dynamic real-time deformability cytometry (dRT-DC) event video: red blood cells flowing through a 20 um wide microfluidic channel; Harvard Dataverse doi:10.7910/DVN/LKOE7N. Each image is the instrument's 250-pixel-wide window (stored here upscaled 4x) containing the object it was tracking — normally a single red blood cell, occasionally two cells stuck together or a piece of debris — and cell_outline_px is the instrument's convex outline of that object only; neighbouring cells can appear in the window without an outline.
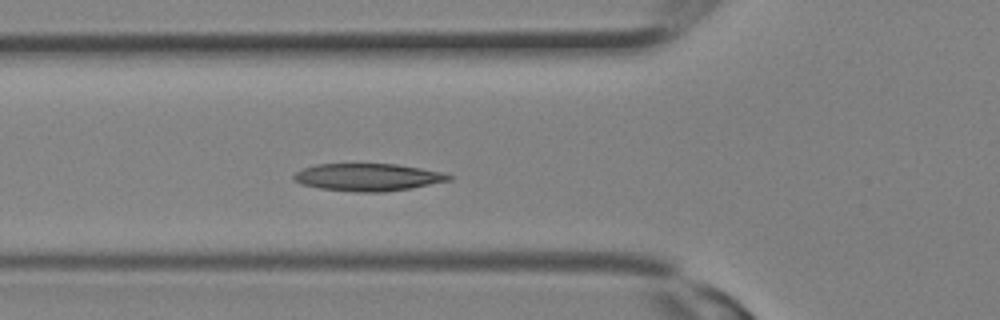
{"species": "Egyptian fruit bat (a non-hibernating species)", "species_latin": "Rousettus aegyptiacus", "temperature_condition": "room temperature", "stored_images_in_passage": 8, "camera_frame_rate_fps": 3000, "um_per_image_px": 0.085, "animal": {"sex": "female"}, "frame": {"image": 1, "passage_image": 6, "time_ms": 1.667, "image_size_px": [1000, 320], "cell_outline_px": [[452, 180], [412, 188], [384, 192], [356, 192], [320, 188], [300, 184], [292, 176], [300, 168], [316, 164], [396, 164], [420, 168], [440, 172], [452, 176]], "centroid_in_image_um": [31.25, 15.06], "position_along_channel_um": 94.6, "area_um2": 24.8}}
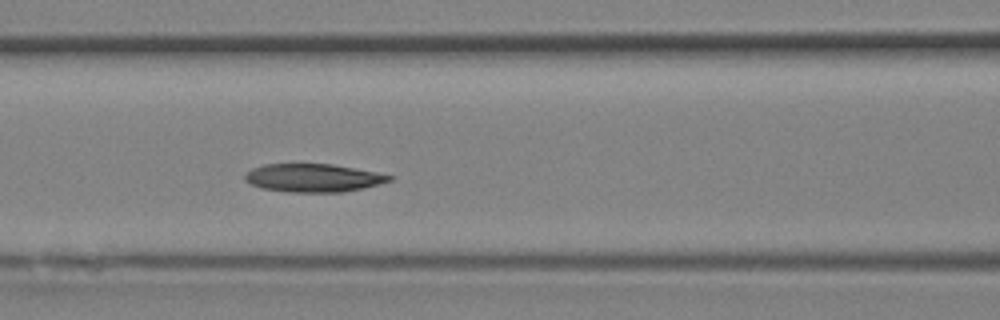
{"frame": {"image": 2, "passage_image": 8, "time_ms": 2.333, "image_size_px": [1000, 320], "cell_outline_px": [[392, 180], [380, 184], [364, 188], [344, 192], [288, 192], [260, 188], [248, 184], [244, 180], [244, 176], [252, 168], [264, 164], [332, 164], [376, 172], [392, 176]], "centroid_in_image_um": [26.59, 15.13], "position_along_channel_um": 140.0, "area_um2": 23.81}}